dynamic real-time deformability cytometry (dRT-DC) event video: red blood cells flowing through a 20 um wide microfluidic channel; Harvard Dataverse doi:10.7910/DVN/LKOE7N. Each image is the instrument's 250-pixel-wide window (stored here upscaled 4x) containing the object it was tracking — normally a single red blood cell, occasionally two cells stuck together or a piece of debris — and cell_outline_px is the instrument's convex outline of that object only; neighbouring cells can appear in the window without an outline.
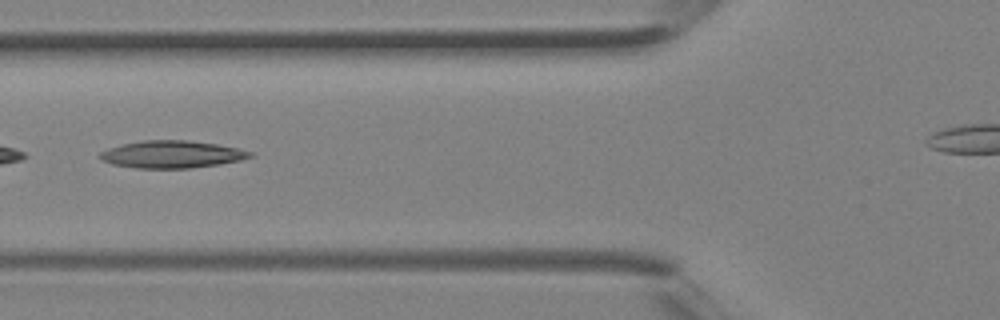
{"species": "Egyptian fruit bat (a non-hibernating species)", "species_latin": "Rousettus aegyptiacus", "temperature_condition": "room temperature", "stored_images_in_passage": 29, "camera_frame_rate_fps": 3000, "um_per_image_px": 0.085, "animal": {"sex": "female"}, "frame": {"image": 1, "passage_image": 9, "time_ms": 2.667, "image_size_px": [1000, 320], "cell_outline_px": [[256, 156], [240, 160], [220, 164], [188, 168], [136, 168], [112, 164], [100, 160], [96, 156], [100, 152], [108, 148], [120, 144], [144, 140], [188, 140], [216, 144], [236, 148], [252, 152]], "centroid_in_image_um": [14.56, 13.12], "position_along_channel_um": 111.2, "area_um2": 24.04}}
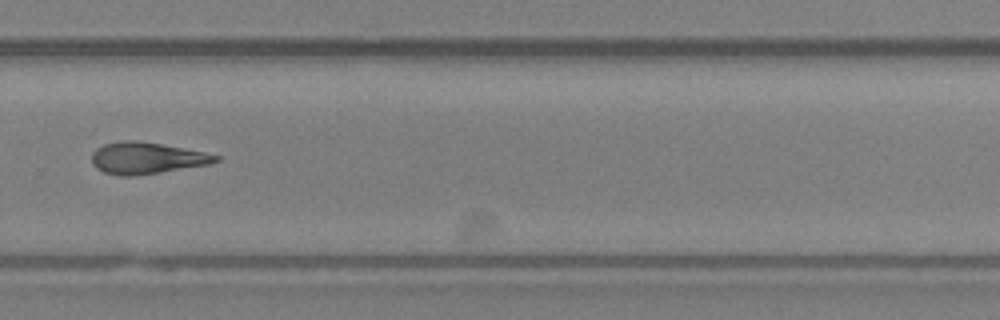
{"frame": {"image": 2, "passage_image": 21, "time_ms": 6.667, "image_size_px": [1000, 320], "cell_outline_px": [[220, 160], [208, 164], [160, 172], [132, 176], [120, 176], [104, 172], [96, 168], [92, 164], [92, 152], [96, 148], [104, 144], [124, 140], [136, 140], [160, 144], [204, 152], [220, 156]], "centroid_in_image_um": [12.42, 13.43], "position_along_channel_um": 317.4, "area_um2": 22.6}}